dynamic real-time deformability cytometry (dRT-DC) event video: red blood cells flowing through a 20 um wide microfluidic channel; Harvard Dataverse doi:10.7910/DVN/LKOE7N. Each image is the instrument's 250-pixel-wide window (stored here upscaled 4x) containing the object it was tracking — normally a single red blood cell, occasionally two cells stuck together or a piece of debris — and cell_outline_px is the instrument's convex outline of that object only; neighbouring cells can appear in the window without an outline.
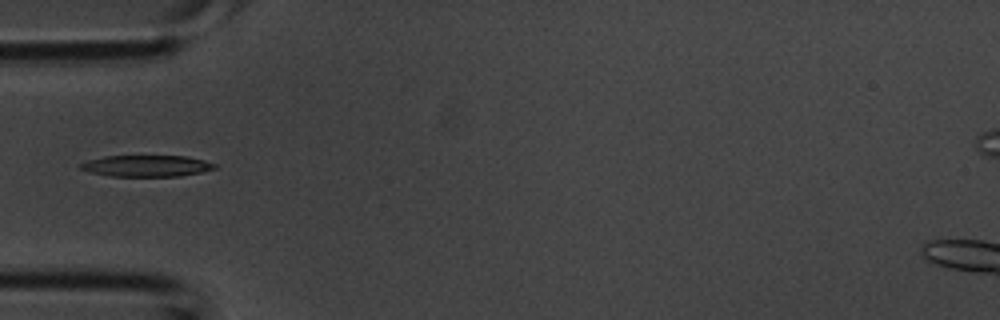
{"species": "common noctule bat (a hibernating species)", "species_latin": "Nyctalus noctula", "temperature_condition": "room temperature", "stored_images_in_passage": 2, "camera_frame_rate_fps": 3000, "um_per_image_px": 0.085, "animal": {"sex": "male", "body_mass_g": 20.1, "forearm_length_mm": 53.5}, "frame": {"image": 1, "passage_image": 2, "time_ms": 0.333, "image_size_px": [1000, 320], "cell_outline_px": [[216, 168], [200, 172], [180, 176], [112, 176], [88, 172], [80, 168], [80, 164], [88, 160], [104, 156], [188, 156], [204, 160], [216, 164]], "centroid_in_image_um": [12.46, 14.1], "position_along_channel_um": 72.5, "area_um2": 16.65}}